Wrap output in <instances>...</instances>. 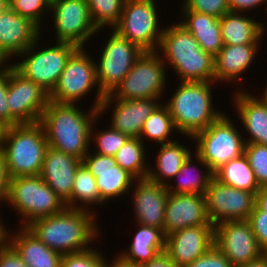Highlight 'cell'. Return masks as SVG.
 Segmentation results:
<instances>
[{"label":"cell","mask_w":267,"mask_h":267,"mask_svg":"<svg viewBox=\"0 0 267 267\" xmlns=\"http://www.w3.org/2000/svg\"><path fill=\"white\" fill-rule=\"evenodd\" d=\"M4 131H5V126L0 123V148L2 147Z\"/></svg>","instance_id":"cell-53"},{"label":"cell","mask_w":267,"mask_h":267,"mask_svg":"<svg viewBox=\"0 0 267 267\" xmlns=\"http://www.w3.org/2000/svg\"><path fill=\"white\" fill-rule=\"evenodd\" d=\"M211 224L206 212L205 195L168 193L165 216V237L188 227Z\"/></svg>","instance_id":"cell-20"},{"label":"cell","mask_w":267,"mask_h":267,"mask_svg":"<svg viewBox=\"0 0 267 267\" xmlns=\"http://www.w3.org/2000/svg\"><path fill=\"white\" fill-rule=\"evenodd\" d=\"M206 212L211 224L248 220L256 204V194L221 183L215 177L205 193Z\"/></svg>","instance_id":"cell-13"},{"label":"cell","mask_w":267,"mask_h":267,"mask_svg":"<svg viewBox=\"0 0 267 267\" xmlns=\"http://www.w3.org/2000/svg\"><path fill=\"white\" fill-rule=\"evenodd\" d=\"M160 151L157 154L156 166L157 171L151 169L149 166L147 178L151 181L160 183L166 186V179H173L176 173L180 170L183 163L188 159V157L193 154L191 149L180 144L178 140H173L165 144H160Z\"/></svg>","instance_id":"cell-30"},{"label":"cell","mask_w":267,"mask_h":267,"mask_svg":"<svg viewBox=\"0 0 267 267\" xmlns=\"http://www.w3.org/2000/svg\"><path fill=\"white\" fill-rule=\"evenodd\" d=\"M224 113L192 139L196 142L195 158L206 171L215 173L224 164L244 154L245 141L240 129ZM202 164V165H201Z\"/></svg>","instance_id":"cell-6"},{"label":"cell","mask_w":267,"mask_h":267,"mask_svg":"<svg viewBox=\"0 0 267 267\" xmlns=\"http://www.w3.org/2000/svg\"><path fill=\"white\" fill-rule=\"evenodd\" d=\"M195 154H191L183 163L180 170L173 177L177 179L176 185L167 184L166 188L169 193L175 194H200L205 195L214 173L211 171L201 172L200 174H192V169H197V166L192 163ZM192 174V175H191ZM203 174V175H202Z\"/></svg>","instance_id":"cell-32"},{"label":"cell","mask_w":267,"mask_h":267,"mask_svg":"<svg viewBox=\"0 0 267 267\" xmlns=\"http://www.w3.org/2000/svg\"><path fill=\"white\" fill-rule=\"evenodd\" d=\"M162 104L163 103H160L144 122L143 129L139 136V139L143 142H145L143 140L145 137L160 144L172 142L169 136L172 137V132H175L176 128L167 106Z\"/></svg>","instance_id":"cell-35"},{"label":"cell","mask_w":267,"mask_h":267,"mask_svg":"<svg viewBox=\"0 0 267 267\" xmlns=\"http://www.w3.org/2000/svg\"><path fill=\"white\" fill-rule=\"evenodd\" d=\"M258 46L260 44L224 45L214 57L215 83L218 81L239 82L240 77L250 67L257 55L258 49H260Z\"/></svg>","instance_id":"cell-24"},{"label":"cell","mask_w":267,"mask_h":267,"mask_svg":"<svg viewBox=\"0 0 267 267\" xmlns=\"http://www.w3.org/2000/svg\"><path fill=\"white\" fill-rule=\"evenodd\" d=\"M92 248L63 255L60 267H109L110 263L102 257V252Z\"/></svg>","instance_id":"cell-39"},{"label":"cell","mask_w":267,"mask_h":267,"mask_svg":"<svg viewBox=\"0 0 267 267\" xmlns=\"http://www.w3.org/2000/svg\"><path fill=\"white\" fill-rule=\"evenodd\" d=\"M156 9L154 0H125L120 21L113 30L143 51H157L164 28L160 30Z\"/></svg>","instance_id":"cell-11"},{"label":"cell","mask_w":267,"mask_h":267,"mask_svg":"<svg viewBox=\"0 0 267 267\" xmlns=\"http://www.w3.org/2000/svg\"><path fill=\"white\" fill-rule=\"evenodd\" d=\"M264 94L262 95V97H257L259 100H261L264 104L267 105V84H266V88L264 90Z\"/></svg>","instance_id":"cell-54"},{"label":"cell","mask_w":267,"mask_h":267,"mask_svg":"<svg viewBox=\"0 0 267 267\" xmlns=\"http://www.w3.org/2000/svg\"><path fill=\"white\" fill-rule=\"evenodd\" d=\"M40 30L8 6L0 13V60L6 64L11 56L24 52L41 36Z\"/></svg>","instance_id":"cell-21"},{"label":"cell","mask_w":267,"mask_h":267,"mask_svg":"<svg viewBox=\"0 0 267 267\" xmlns=\"http://www.w3.org/2000/svg\"><path fill=\"white\" fill-rule=\"evenodd\" d=\"M244 155L248 159L259 187H267V145L245 144Z\"/></svg>","instance_id":"cell-38"},{"label":"cell","mask_w":267,"mask_h":267,"mask_svg":"<svg viewBox=\"0 0 267 267\" xmlns=\"http://www.w3.org/2000/svg\"><path fill=\"white\" fill-rule=\"evenodd\" d=\"M84 113L76 104L49 100L39 123L51 148L82 160L90 150L91 127L98 120V109Z\"/></svg>","instance_id":"cell-2"},{"label":"cell","mask_w":267,"mask_h":267,"mask_svg":"<svg viewBox=\"0 0 267 267\" xmlns=\"http://www.w3.org/2000/svg\"><path fill=\"white\" fill-rule=\"evenodd\" d=\"M91 212L66 207L59 213L34 220L26 228L53 251L62 255L80 252L91 248L89 244L100 235L96 215Z\"/></svg>","instance_id":"cell-1"},{"label":"cell","mask_w":267,"mask_h":267,"mask_svg":"<svg viewBox=\"0 0 267 267\" xmlns=\"http://www.w3.org/2000/svg\"><path fill=\"white\" fill-rule=\"evenodd\" d=\"M159 49L160 56L172 65L181 82L215 83L214 57L203 51L180 23L164 28Z\"/></svg>","instance_id":"cell-3"},{"label":"cell","mask_w":267,"mask_h":267,"mask_svg":"<svg viewBox=\"0 0 267 267\" xmlns=\"http://www.w3.org/2000/svg\"><path fill=\"white\" fill-rule=\"evenodd\" d=\"M248 221L251 224L253 233L258 241L261 250L267 254V215L256 205L250 213Z\"/></svg>","instance_id":"cell-42"},{"label":"cell","mask_w":267,"mask_h":267,"mask_svg":"<svg viewBox=\"0 0 267 267\" xmlns=\"http://www.w3.org/2000/svg\"><path fill=\"white\" fill-rule=\"evenodd\" d=\"M165 66L159 51H144L109 95L120 100L160 98L166 90Z\"/></svg>","instance_id":"cell-10"},{"label":"cell","mask_w":267,"mask_h":267,"mask_svg":"<svg viewBox=\"0 0 267 267\" xmlns=\"http://www.w3.org/2000/svg\"><path fill=\"white\" fill-rule=\"evenodd\" d=\"M182 10H191L216 18H221L229 11V0H184Z\"/></svg>","instance_id":"cell-41"},{"label":"cell","mask_w":267,"mask_h":267,"mask_svg":"<svg viewBox=\"0 0 267 267\" xmlns=\"http://www.w3.org/2000/svg\"><path fill=\"white\" fill-rule=\"evenodd\" d=\"M214 245L233 267L245 265L265 254L248 220L225 221L214 225Z\"/></svg>","instance_id":"cell-16"},{"label":"cell","mask_w":267,"mask_h":267,"mask_svg":"<svg viewBox=\"0 0 267 267\" xmlns=\"http://www.w3.org/2000/svg\"><path fill=\"white\" fill-rule=\"evenodd\" d=\"M56 42H69L84 48V43L99 30L93 23L87 0H56L50 4Z\"/></svg>","instance_id":"cell-15"},{"label":"cell","mask_w":267,"mask_h":267,"mask_svg":"<svg viewBox=\"0 0 267 267\" xmlns=\"http://www.w3.org/2000/svg\"><path fill=\"white\" fill-rule=\"evenodd\" d=\"M39 40L40 37L20 53L18 56H21L23 60L12 66L25 78L40 85L50 94L57 85L70 56L79 47L69 42L57 41L55 46L40 50V48L36 49Z\"/></svg>","instance_id":"cell-8"},{"label":"cell","mask_w":267,"mask_h":267,"mask_svg":"<svg viewBox=\"0 0 267 267\" xmlns=\"http://www.w3.org/2000/svg\"><path fill=\"white\" fill-rule=\"evenodd\" d=\"M48 147L39 122L5 127L2 149L9 177L40 175Z\"/></svg>","instance_id":"cell-5"},{"label":"cell","mask_w":267,"mask_h":267,"mask_svg":"<svg viewBox=\"0 0 267 267\" xmlns=\"http://www.w3.org/2000/svg\"><path fill=\"white\" fill-rule=\"evenodd\" d=\"M50 4L52 3V2H54V1H56V0H47Z\"/></svg>","instance_id":"cell-56"},{"label":"cell","mask_w":267,"mask_h":267,"mask_svg":"<svg viewBox=\"0 0 267 267\" xmlns=\"http://www.w3.org/2000/svg\"><path fill=\"white\" fill-rule=\"evenodd\" d=\"M267 0H229V11L234 13H244L255 7L266 4Z\"/></svg>","instance_id":"cell-47"},{"label":"cell","mask_w":267,"mask_h":267,"mask_svg":"<svg viewBox=\"0 0 267 267\" xmlns=\"http://www.w3.org/2000/svg\"><path fill=\"white\" fill-rule=\"evenodd\" d=\"M1 219V218H0ZM0 220V250L6 248L9 245V232H7V228Z\"/></svg>","instance_id":"cell-50"},{"label":"cell","mask_w":267,"mask_h":267,"mask_svg":"<svg viewBox=\"0 0 267 267\" xmlns=\"http://www.w3.org/2000/svg\"><path fill=\"white\" fill-rule=\"evenodd\" d=\"M8 6L17 14L30 19L42 29V14L50 10V3L47 0H10Z\"/></svg>","instance_id":"cell-40"},{"label":"cell","mask_w":267,"mask_h":267,"mask_svg":"<svg viewBox=\"0 0 267 267\" xmlns=\"http://www.w3.org/2000/svg\"><path fill=\"white\" fill-rule=\"evenodd\" d=\"M8 7V2L6 0H0V10H5Z\"/></svg>","instance_id":"cell-55"},{"label":"cell","mask_w":267,"mask_h":267,"mask_svg":"<svg viewBox=\"0 0 267 267\" xmlns=\"http://www.w3.org/2000/svg\"><path fill=\"white\" fill-rule=\"evenodd\" d=\"M246 16L228 12L220 18L224 45L260 44L265 25Z\"/></svg>","instance_id":"cell-29"},{"label":"cell","mask_w":267,"mask_h":267,"mask_svg":"<svg viewBox=\"0 0 267 267\" xmlns=\"http://www.w3.org/2000/svg\"><path fill=\"white\" fill-rule=\"evenodd\" d=\"M238 267H267V254H263L258 259L250 261L247 264Z\"/></svg>","instance_id":"cell-51"},{"label":"cell","mask_w":267,"mask_h":267,"mask_svg":"<svg viewBox=\"0 0 267 267\" xmlns=\"http://www.w3.org/2000/svg\"><path fill=\"white\" fill-rule=\"evenodd\" d=\"M214 245V225L184 228L165 237L164 253L177 267H184Z\"/></svg>","instance_id":"cell-18"},{"label":"cell","mask_w":267,"mask_h":267,"mask_svg":"<svg viewBox=\"0 0 267 267\" xmlns=\"http://www.w3.org/2000/svg\"><path fill=\"white\" fill-rule=\"evenodd\" d=\"M94 62L85 49L79 47L67 61L57 85L49 94V100L76 104L88 95L93 86H98Z\"/></svg>","instance_id":"cell-14"},{"label":"cell","mask_w":267,"mask_h":267,"mask_svg":"<svg viewBox=\"0 0 267 267\" xmlns=\"http://www.w3.org/2000/svg\"><path fill=\"white\" fill-rule=\"evenodd\" d=\"M255 205L267 215V187L260 188V190L256 193Z\"/></svg>","instance_id":"cell-49"},{"label":"cell","mask_w":267,"mask_h":267,"mask_svg":"<svg viewBox=\"0 0 267 267\" xmlns=\"http://www.w3.org/2000/svg\"><path fill=\"white\" fill-rule=\"evenodd\" d=\"M105 43L99 63L95 62L97 95L93 108L99 109L105 95L110 94L131 70L134 62L144 52L136 44L121 37L115 30Z\"/></svg>","instance_id":"cell-9"},{"label":"cell","mask_w":267,"mask_h":267,"mask_svg":"<svg viewBox=\"0 0 267 267\" xmlns=\"http://www.w3.org/2000/svg\"><path fill=\"white\" fill-rule=\"evenodd\" d=\"M14 235L10 234L9 245L27 266L60 267L63 255L43 244L26 227H21Z\"/></svg>","instance_id":"cell-26"},{"label":"cell","mask_w":267,"mask_h":267,"mask_svg":"<svg viewBox=\"0 0 267 267\" xmlns=\"http://www.w3.org/2000/svg\"><path fill=\"white\" fill-rule=\"evenodd\" d=\"M158 100L160 98L115 100L107 94L101 102L98 112L100 116L106 113L105 110L107 111V108L110 109L114 101L115 108L113 107V114H111L110 126L131 138H139L144 122L160 105Z\"/></svg>","instance_id":"cell-19"},{"label":"cell","mask_w":267,"mask_h":267,"mask_svg":"<svg viewBox=\"0 0 267 267\" xmlns=\"http://www.w3.org/2000/svg\"><path fill=\"white\" fill-rule=\"evenodd\" d=\"M82 163L96 178L99 191V204L110 201L113 198L124 197L128 193L135 178L126 170L116 164L114 156L101 155L90 151L82 159Z\"/></svg>","instance_id":"cell-17"},{"label":"cell","mask_w":267,"mask_h":267,"mask_svg":"<svg viewBox=\"0 0 267 267\" xmlns=\"http://www.w3.org/2000/svg\"><path fill=\"white\" fill-rule=\"evenodd\" d=\"M7 204L23 217L24 224L21 227L66 208V204L40 175L10 178Z\"/></svg>","instance_id":"cell-7"},{"label":"cell","mask_w":267,"mask_h":267,"mask_svg":"<svg viewBox=\"0 0 267 267\" xmlns=\"http://www.w3.org/2000/svg\"><path fill=\"white\" fill-rule=\"evenodd\" d=\"M94 122L96 121L94 120L92 123L93 125L91 127V141H96L95 143L97 147L93 150V152L101 155L115 156L117 151L125 144V142L130 137L127 134L121 133L120 131L114 129L111 126L105 131H94Z\"/></svg>","instance_id":"cell-37"},{"label":"cell","mask_w":267,"mask_h":267,"mask_svg":"<svg viewBox=\"0 0 267 267\" xmlns=\"http://www.w3.org/2000/svg\"><path fill=\"white\" fill-rule=\"evenodd\" d=\"M133 211L136 223L159 228L164 233L165 205L168 197L166 186L148 178L135 179Z\"/></svg>","instance_id":"cell-22"},{"label":"cell","mask_w":267,"mask_h":267,"mask_svg":"<svg viewBox=\"0 0 267 267\" xmlns=\"http://www.w3.org/2000/svg\"><path fill=\"white\" fill-rule=\"evenodd\" d=\"M137 225L139 229L128 250L117 256L124 263L134 266L149 262L165 251V235L161 229Z\"/></svg>","instance_id":"cell-28"},{"label":"cell","mask_w":267,"mask_h":267,"mask_svg":"<svg viewBox=\"0 0 267 267\" xmlns=\"http://www.w3.org/2000/svg\"><path fill=\"white\" fill-rule=\"evenodd\" d=\"M79 202L83 203V206ZM92 204H99V191L96 185V178L82 163L75 174L71 191V208L91 211L89 209H92V207L88 208L87 206H92Z\"/></svg>","instance_id":"cell-34"},{"label":"cell","mask_w":267,"mask_h":267,"mask_svg":"<svg viewBox=\"0 0 267 267\" xmlns=\"http://www.w3.org/2000/svg\"><path fill=\"white\" fill-rule=\"evenodd\" d=\"M82 160L48 147L41 178L62 199L67 208H71V191L78 167Z\"/></svg>","instance_id":"cell-23"},{"label":"cell","mask_w":267,"mask_h":267,"mask_svg":"<svg viewBox=\"0 0 267 267\" xmlns=\"http://www.w3.org/2000/svg\"><path fill=\"white\" fill-rule=\"evenodd\" d=\"M233 95L239 119L250 135L245 144L267 145V105L244 90L239 89Z\"/></svg>","instance_id":"cell-25"},{"label":"cell","mask_w":267,"mask_h":267,"mask_svg":"<svg viewBox=\"0 0 267 267\" xmlns=\"http://www.w3.org/2000/svg\"><path fill=\"white\" fill-rule=\"evenodd\" d=\"M3 63L0 66V123L9 127V108L7 105V95L9 88V65Z\"/></svg>","instance_id":"cell-44"},{"label":"cell","mask_w":267,"mask_h":267,"mask_svg":"<svg viewBox=\"0 0 267 267\" xmlns=\"http://www.w3.org/2000/svg\"><path fill=\"white\" fill-rule=\"evenodd\" d=\"M0 267H29L27 266L17 252L8 245L0 250Z\"/></svg>","instance_id":"cell-45"},{"label":"cell","mask_w":267,"mask_h":267,"mask_svg":"<svg viewBox=\"0 0 267 267\" xmlns=\"http://www.w3.org/2000/svg\"><path fill=\"white\" fill-rule=\"evenodd\" d=\"M125 0H87L94 25L98 30L109 26L112 29L121 18Z\"/></svg>","instance_id":"cell-36"},{"label":"cell","mask_w":267,"mask_h":267,"mask_svg":"<svg viewBox=\"0 0 267 267\" xmlns=\"http://www.w3.org/2000/svg\"><path fill=\"white\" fill-rule=\"evenodd\" d=\"M181 12L183 21L180 24L193 35L203 51L215 57L224 46L220 19L191 10Z\"/></svg>","instance_id":"cell-27"},{"label":"cell","mask_w":267,"mask_h":267,"mask_svg":"<svg viewBox=\"0 0 267 267\" xmlns=\"http://www.w3.org/2000/svg\"><path fill=\"white\" fill-rule=\"evenodd\" d=\"M184 267H233L226 256L213 245L206 253Z\"/></svg>","instance_id":"cell-43"},{"label":"cell","mask_w":267,"mask_h":267,"mask_svg":"<svg viewBox=\"0 0 267 267\" xmlns=\"http://www.w3.org/2000/svg\"><path fill=\"white\" fill-rule=\"evenodd\" d=\"M10 177L7 171L5 152L0 148V202L8 200Z\"/></svg>","instance_id":"cell-46"},{"label":"cell","mask_w":267,"mask_h":267,"mask_svg":"<svg viewBox=\"0 0 267 267\" xmlns=\"http://www.w3.org/2000/svg\"><path fill=\"white\" fill-rule=\"evenodd\" d=\"M48 102L47 91L9 65V126L38 123Z\"/></svg>","instance_id":"cell-12"},{"label":"cell","mask_w":267,"mask_h":267,"mask_svg":"<svg viewBox=\"0 0 267 267\" xmlns=\"http://www.w3.org/2000/svg\"><path fill=\"white\" fill-rule=\"evenodd\" d=\"M144 143L139 138H129L125 144L117 151L115 157L116 164L130 173L135 179L147 178L148 162L146 160V150Z\"/></svg>","instance_id":"cell-33"},{"label":"cell","mask_w":267,"mask_h":267,"mask_svg":"<svg viewBox=\"0 0 267 267\" xmlns=\"http://www.w3.org/2000/svg\"><path fill=\"white\" fill-rule=\"evenodd\" d=\"M214 177L223 184L254 194L260 190L254 172L244 154L224 164L214 173Z\"/></svg>","instance_id":"cell-31"},{"label":"cell","mask_w":267,"mask_h":267,"mask_svg":"<svg viewBox=\"0 0 267 267\" xmlns=\"http://www.w3.org/2000/svg\"><path fill=\"white\" fill-rule=\"evenodd\" d=\"M213 82H180L167 108L178 133L193 138L223 113L215 110L212 100Z\"/></svg>","instance_id":"cell-4"},{"label":"cell","mask_w":267,"mask_h":267,"mask_svg":"<svg viewBox=\"0 0 267 267\" xmlns=\"http://www.w3.org/2000/svg\"><path fill=\"white\" fill-rule=\"evenodd\" d=\"M137 267H177L170 258L163 252L160 253L155 259L140 264Z\"/></svg>","instance_id":"cell-48"},{"label":"cell","mask_w":267,"mask_h":267,"mask_svg":"<svg viewBox=\"0 0 267 267\" xmlns=\"http://www.w3.org/2000/svg\"><path fill=\"white\" fill-rule=\"evenodd\" d=\"M109 267H137L134 265H129L121 261L119 258H115L109 265Z\"/></svg>","instance_id":"cell-52"}]
</instances>
